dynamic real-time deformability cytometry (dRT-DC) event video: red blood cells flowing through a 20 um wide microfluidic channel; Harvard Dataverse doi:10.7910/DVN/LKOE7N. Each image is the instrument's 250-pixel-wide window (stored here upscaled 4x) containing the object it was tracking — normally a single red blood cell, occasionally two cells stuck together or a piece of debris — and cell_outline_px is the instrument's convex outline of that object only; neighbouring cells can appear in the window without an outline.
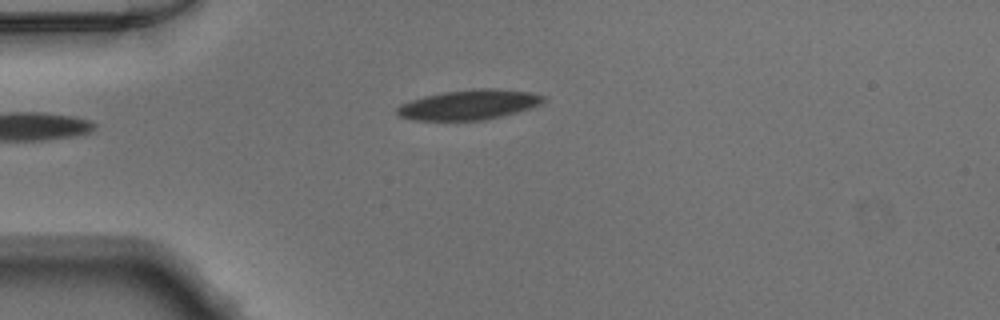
{"species": "Egyptian fruit bat (a non-hibernating species)", "species_latin": "Rousettus aegyptiacus", "temperature_condition": "warm", "stored_images_in_passage": 34, "camera_frame_rate_fps": 3000, "um_per_image_px": 0.085, "animal": {"sex": "male"}, "frame": {"image": 1, "passage_image": 1, "time_ms": 0.0, "image_size_px": [1000, 320], "cell_outline_px": [[544, 100], [540, 104], [516, 112], [484, 120], [412, 120], [400, 116], [396, 112], [396, 108], [400, 104], [424, 96], [444, 92], [472, 88], [496, 88], [532, 92], [544, 96]], "centroid_in_image_um": [39.84, 8.89], "position_along_channel_um": 45.2, "area_um2": 25.43}}
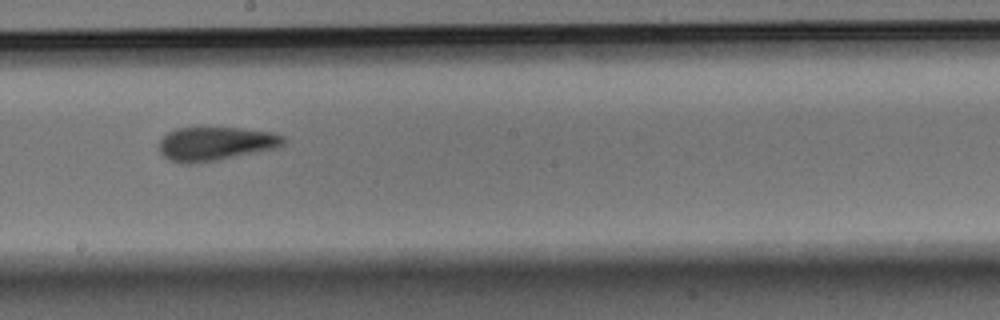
{"frame": {"image": 2, "passage_image": 16, "time_ms": 5.0, "image_size_px": [1000, 320], "cell_outline_px": [[284, 144], [276, 148], [220, 160], [192, 164], [180, 164], [168, 160], [156, 148], [156, 144], [168, 132], [176, 128], [240, 128], [272, 132], [284, 136]], "centroid_in_image_um": [18.26, 12.23], "position_along_channel_um": 229.9, "area_um2": 24.8}}
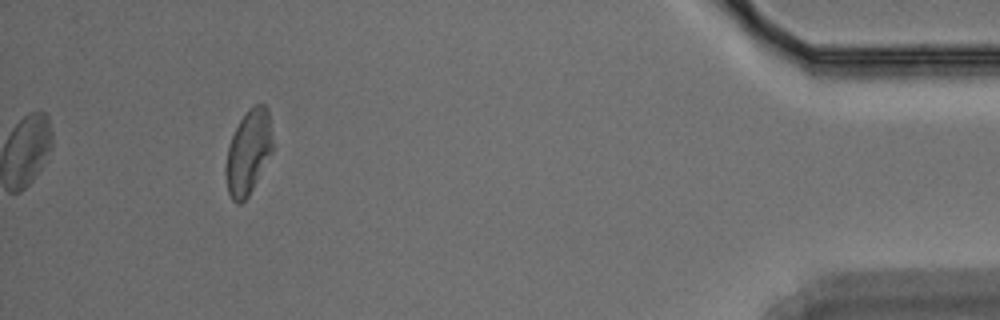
{"frame": {"image": 3, "passage_image": 34, "time_ms": 11.0, "image_size_px": [1000, 320], "cell_outline_px": [[272, 152], [248, 196], [240, 204], [236, 204], [232, 200], [228, 192], [224, 172], [224, 168], [228, 148], [232, 136], [240, 120], [256, 104], [264, 104], [268, 108], [272, 140]], "centroid_in_image_um": [21.09, 12.98], "position_along_channel_um": 414.1, "area_um2": 22.72}}